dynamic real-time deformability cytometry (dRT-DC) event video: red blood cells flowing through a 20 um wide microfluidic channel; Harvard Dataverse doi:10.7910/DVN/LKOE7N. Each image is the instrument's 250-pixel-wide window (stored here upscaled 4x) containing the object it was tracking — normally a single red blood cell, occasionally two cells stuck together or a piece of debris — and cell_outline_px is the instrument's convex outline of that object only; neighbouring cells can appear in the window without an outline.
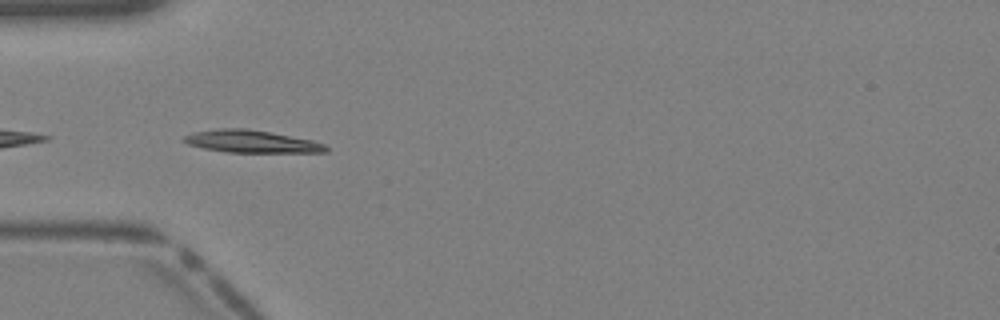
{"species": "Egyptian fruit bat (a non-hibernating species)", "species_latin": "Rousettus aegyptiacus", "temperature_condition": "warm", "stored_images_in_passage": 8, "camera_frame_rate_fps": 3000, "um_per_image_px": 0.085, "animal": {"sex": "female"}, "frame": {"image": 1, "passage_image": 6, "time_ms": 1.667, "image_size_px": [1000, 320], "cell_outline_px": [[328, 152], [228, 152], [204, 148], [188, 144], [180, 140], [184, 136], [192, 132], [216, 128], [248, 128], [312, 140], [324, 144], [328, 148]], "centroid_in_image_um": [21.32, 12.01], "position_along_channel_um": 63.7, "area_um2": 18.55}}